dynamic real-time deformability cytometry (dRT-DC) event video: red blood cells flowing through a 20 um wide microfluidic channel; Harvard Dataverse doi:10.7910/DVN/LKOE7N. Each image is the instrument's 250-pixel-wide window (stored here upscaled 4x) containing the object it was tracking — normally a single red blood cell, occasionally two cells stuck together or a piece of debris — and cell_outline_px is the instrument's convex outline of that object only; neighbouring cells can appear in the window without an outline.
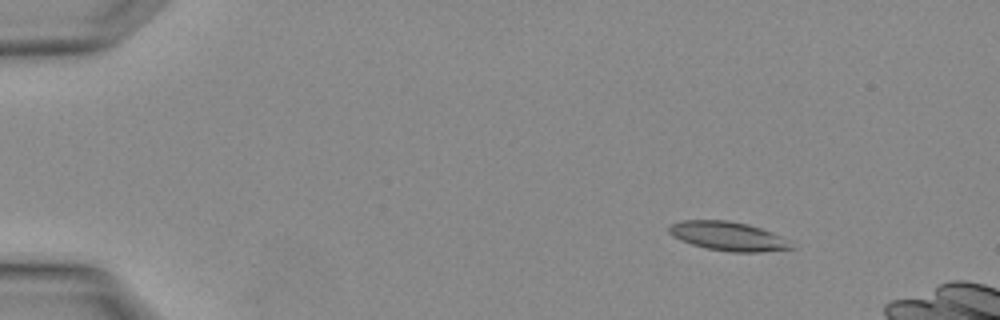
{"species": "Egyptian fruit bat (a non-hibernating species)", "species_latin": "Rousettus aegyptiacus", "temperature_condition": "warm", "stored_images_in_passage": 4, "camera_frame_rate_fps": 3000, "um_per_image_px": 0.085, "animal": {"sex": "female"}, "frame": {"image": 1, "passage_image": 2, "time_ms": 0.333, "image_size_px": [1000, 320], "cell_outline_px": [[796, 248], [760, 252], [732, 252], [708, 248], [692, 244], [680, 240], [672, 236], [668, 232], [668, 228], [672, 224], [680, 220], [728, 220], [748, 224], [760, 228], [780, 236]], "centroid_in_image_um": [61.85, 20.07], "position_along_channel_um": 23.2, "area_um2": 20.46}}